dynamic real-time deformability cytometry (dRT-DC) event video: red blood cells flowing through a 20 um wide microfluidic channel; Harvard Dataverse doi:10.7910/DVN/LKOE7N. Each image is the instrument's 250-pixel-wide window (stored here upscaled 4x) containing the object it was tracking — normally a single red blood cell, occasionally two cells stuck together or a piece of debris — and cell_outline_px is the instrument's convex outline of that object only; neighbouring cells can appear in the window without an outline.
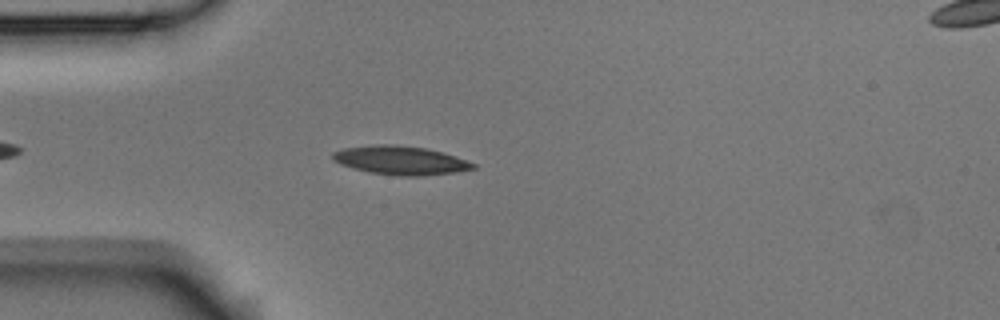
{"species": "Egyptian fruit bat (a non-hibernating species)", "species_latin": "Rousettus aegyptiacus", "temperature_condition": "room temperature", "stored_images_in_passage": 3, "camera_frame_rate_fps": 3000, "um_per_image_px": 0.085, "animal": {"sex": "male"}, "frame": {"image": 1, "passage_image": 3, "time_ms": 0.667, "image_size_px": [1000, 320], "cell_outline_px": [[476, 168], [456, 172], [424, 176], [400, 176], [368, 172], [352, 168], [340, 164], [332, 160], [332, 152], [344, 148], [376, 144], [396, 144], [424, 148], [444, 152], [456, 156], [476, 164]], "centroid_in_image_um": [34.04, 13.63], "position_along_channel_um": 51.0, "area_um2": 23.7}}